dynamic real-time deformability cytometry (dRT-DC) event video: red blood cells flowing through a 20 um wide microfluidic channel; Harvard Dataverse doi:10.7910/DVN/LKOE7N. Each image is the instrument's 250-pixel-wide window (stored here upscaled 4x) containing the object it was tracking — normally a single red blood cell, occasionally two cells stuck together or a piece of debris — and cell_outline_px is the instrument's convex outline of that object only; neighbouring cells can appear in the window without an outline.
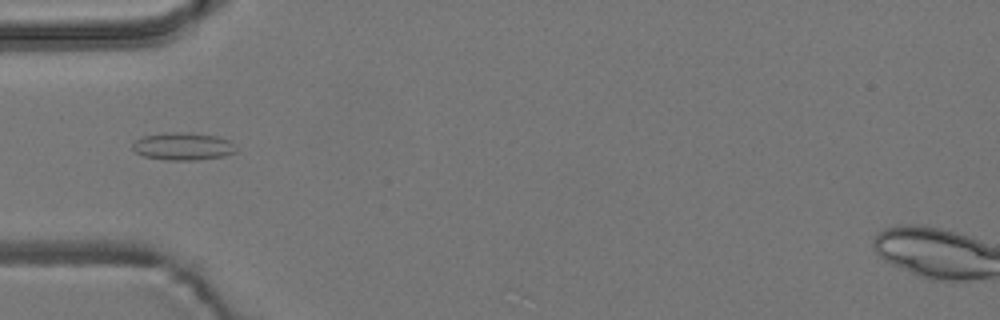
{"species": "common noctule bat (a hibernating species)", "species_latin": "Nyctalus noctula", "temperature_condition": "room temperature", "stored_images_in_passage": 6, "camera_frame_rate_fps": 3000, "um_per_image_px": 0.085, "animal": {"sex": "male", "body_mass_g": 19.2, "forearm_length_mm": 51.8}, "frame": {"image": 1, "passage_image": 6, "time_ms": 5.667, "image_size_px": [1000, 320], "cell_outline_px": [[236, 152], [224, 156], [196, 160], [168, 160], [144, 156], [136, 152], [132, 148], [132, 144], [136, 140], [144, 136], [164, 132], [188, 132], [216, 136], [228, 140], [232, 144]], "centroid_in_image_um": [15.53, 12.43], "position_along_channel_um": 69.5, "area_um2": 16.53}}